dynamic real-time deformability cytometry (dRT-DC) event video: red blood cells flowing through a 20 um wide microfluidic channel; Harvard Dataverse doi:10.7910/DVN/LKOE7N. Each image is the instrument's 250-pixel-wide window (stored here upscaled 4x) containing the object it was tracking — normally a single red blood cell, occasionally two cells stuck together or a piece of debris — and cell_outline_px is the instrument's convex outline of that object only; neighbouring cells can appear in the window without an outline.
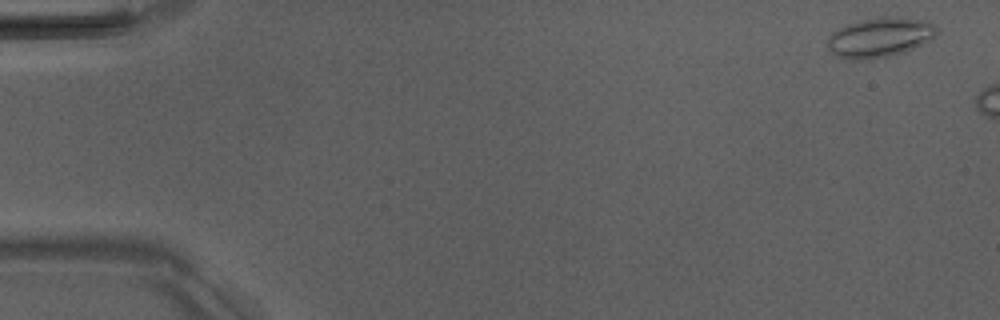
{"species": "Egyptian fruit bat (a non-hibernating species)", "species_latin": "Rousettus aegyptiacus", "temperature_condition": "room temperature", "stored_images_in_passage": 6, "camera_frame_rate_fps": 3000, "um_per_image_px": 0.085, "animal": {"sex": "male"}, "frame": {"image": 1, "passage_image": 1, "time_ms": 0.0, "image_size_px": [1000, 320], "cell_outline_px": [[936, 36], [932, 40], [904, 52], [872, 60], [848, 60], [836, 56], [828, 48], [828, 36], [832, 32], [848, 24], [864, 20], [888, 16], [896, 16], [928, 20], [936, 28]], "centroid_in_image_um": [74.8, 3.19], "position_along_channel_um": 10.2, "area_um2": 25.43}}